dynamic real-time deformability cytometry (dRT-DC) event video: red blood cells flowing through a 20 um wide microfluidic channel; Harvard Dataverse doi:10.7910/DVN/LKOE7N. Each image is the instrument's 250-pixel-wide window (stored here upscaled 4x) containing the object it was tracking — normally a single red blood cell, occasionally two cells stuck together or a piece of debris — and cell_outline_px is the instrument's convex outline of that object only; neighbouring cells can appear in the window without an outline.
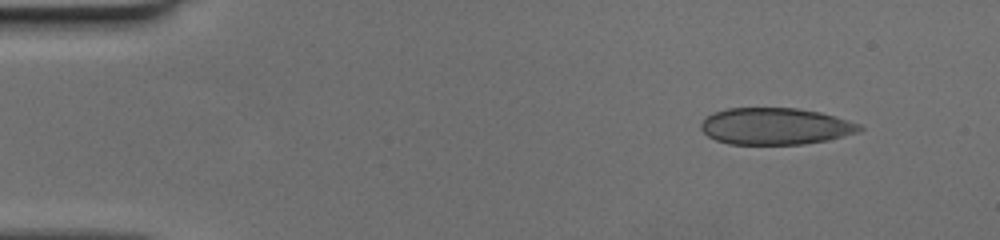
{"species": "human", "species_latin": "Homo sapiens", "temperature_condition": "cold", "stored_images_in_passage": 46, "camera_frame_rate_fps": 3000, "um_per_image_px": 0.085, "donor": {"sex": "female"}, "frame": {"image": 1, "passage_image": 1, "time_ms": 0.0, "image_size_px": [1000, 240], "cell_outline_px": [[864, 128], [860, 132], [828, 140], [804, 144], [728, 144], [716, 140], [708, 136], [700, 128], [700, 124], [708, 116], [716, 112], [728, 108], [796, 108], [820, 112], [860, 124]], "centroid_in_image_um": [65.92, 10.74], "position_along_channel_um": 19.1, "area_um2": 33.87}}
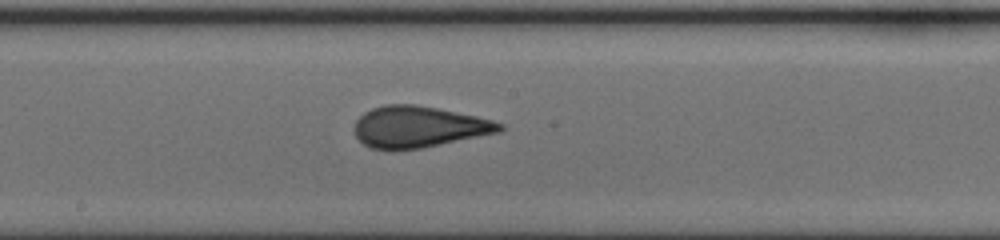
{"frame": {"image": 2, "passage_image": 23, "time_ms": 7.333, "image_size_px": [1000, 240], "cell_outline_px": [[504, 128], [500, 132], [420, 148], [372, 148], [364, 144], [356, 136], [356, 120], [364, 112], [372, 108], [384, 104], [416, 104], [476, 116], [492, 120], [504, 124]], "centroid_in_image_um": [35.61, 10.75], "position_along_channel_um": 212.6, "area_um2": 34.33}}
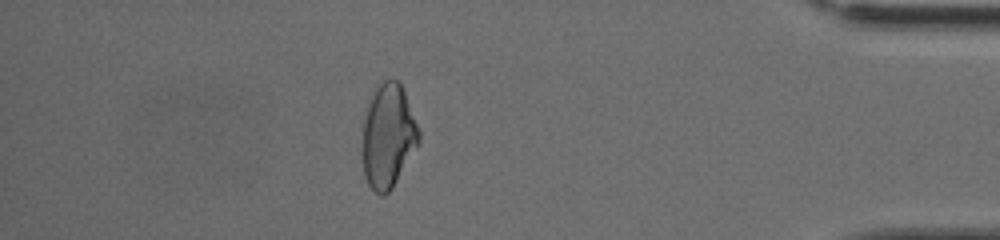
{"frame": {"image": 3, "passage_image": 40, "time_ms": 13.0, "image_size_px": [1000, 240], "cell_outline_px": [[420, 140], [392, 188], [384, 196], [380, 196], [368, 184], [364, 176], [364, 120], [368, 100], [372, 92], [384, 80], [400, 80], [420, 132]], "centroid_in_image_um": [32.99, 11.54], "position_along_channel_um": 402.2, "area_um2": 33.64}}